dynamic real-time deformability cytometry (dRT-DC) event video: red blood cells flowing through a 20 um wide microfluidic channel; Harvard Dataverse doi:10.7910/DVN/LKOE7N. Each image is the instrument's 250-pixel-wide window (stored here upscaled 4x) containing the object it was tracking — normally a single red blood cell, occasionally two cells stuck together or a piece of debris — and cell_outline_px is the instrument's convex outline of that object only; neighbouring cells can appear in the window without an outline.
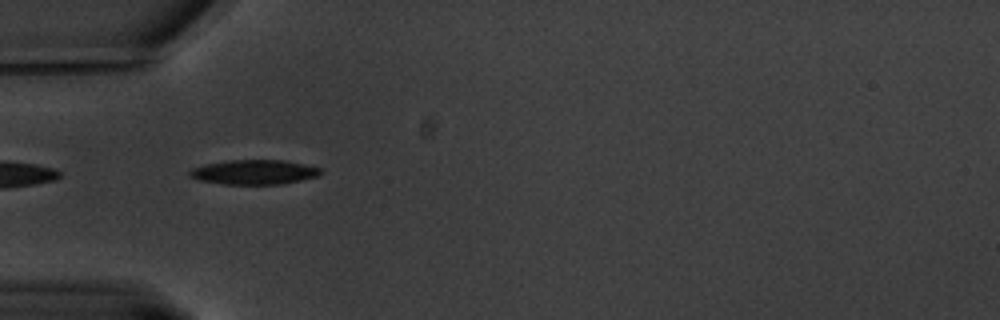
{"species": "common noctule bat (a hibernating species)", "species_latin": "Nyctalus noctula", "temperature_condition": "warm", "stored_images_in_passage": 4, "camera_frame_rate_fps": 3000, "um_per_image_px": 0.085, "animal": {"sex": "male", "body_mass_g": 20.1, "forearm_length_mm": 53.5}, "frame": {"image": 1, "passage_image": 1, "time_ms": 0.0, "image_size_px": [1000, 320], "cell_outline_px": [[320, 172], [316, 176], [300, 180], [280, 184], [224, 184], [200, 180], [188, 176], [188, 172], [192, 168], [204, 164], [228, 160], [284, 160], [304, 164], [320, 168]], "centroid_in_image_um": [21.54, 14.62], "position_along_channel_um": 63.5, "area_um2": 18.61}}